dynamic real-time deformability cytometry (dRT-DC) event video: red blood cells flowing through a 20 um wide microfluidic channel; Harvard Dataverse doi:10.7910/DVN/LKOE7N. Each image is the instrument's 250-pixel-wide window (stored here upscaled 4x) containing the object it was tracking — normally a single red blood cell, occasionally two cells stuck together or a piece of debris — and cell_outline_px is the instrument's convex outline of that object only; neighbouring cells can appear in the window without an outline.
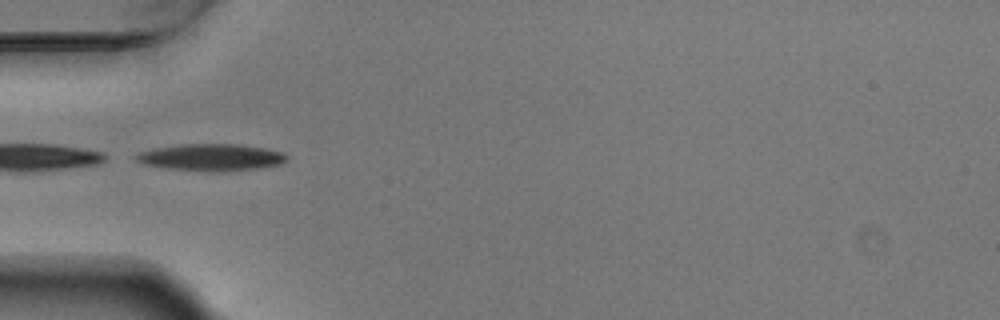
{"species": "Egyptian fruit bat (a non-hibernating species)", "species_latin": "Rousettus aegyptiacus", "temperature_condition": "warm", "stored_images_in_passage": 5, "camera_frame_rate_fps": 3000, "um_per_image_px": 0.085, "animal": {"sex": "male"}, "frame": {"image": 1, "passage_image": 3, "time_ms": 0.667, "image_size_px": [1000, 320], "cell_outline_px": [[288, 160], [280, 164], [256, 168], [212, 172], [164, 168], [144, 164], [136, 160], [136, 156], [140, 152], [156, 148], [184, 144], [236, 144], [264, 148], [284, 152], [288, 156]], "centroid_in_image_um": [17.97, 13.37], "position_along_channel_um": 67.0, "area_um2": 23.41}}
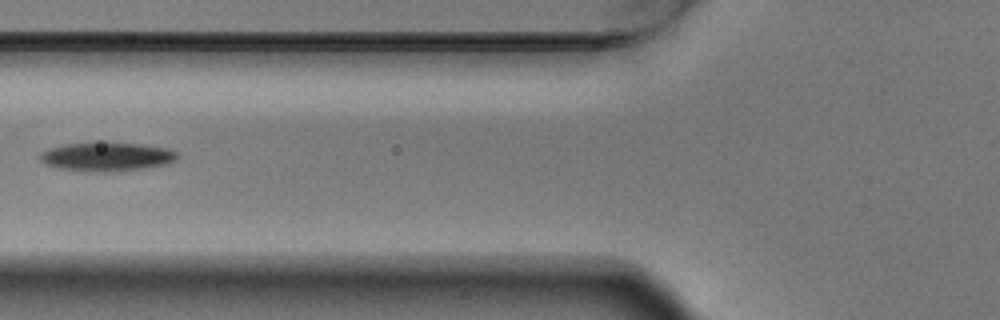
{"frame": {"image": 2, "passage_image": 4, "time_ms": 1.0, "image_size_px": [1000, 320], "cell_outline_px": [[180, 156], [168, 164], [144, 168], [108, 172], [96, 172], [60, 168], [48, 164], [40, 160], [40, 152], [48, 148], [64, 144], [144, 144], [168, 148], [176, 152]], "centroid_in_image_um": [9.11, 13.33], "position_along_channel_um": 116.7, "area_um2": 22.54}}
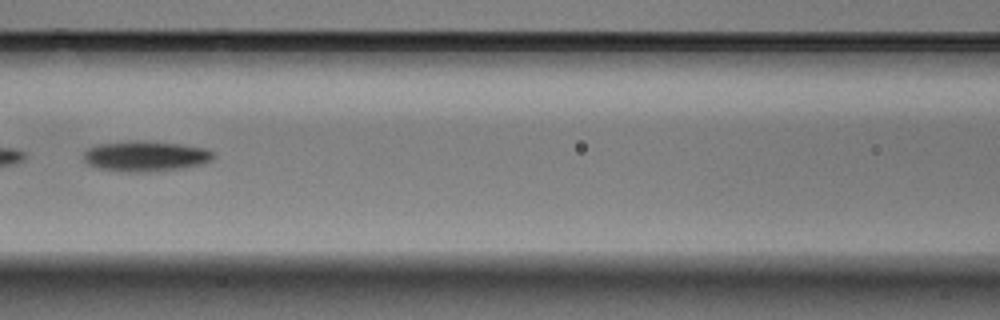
{"frame": {"image": 3, "passage_image": 5, "time_ms": 1.333, "image_size_px": [1000, 320], "cell_outline_px": [[216, 156], [212, 160], [200, 164], [184, 168], [148, 172], [124, 172], [100, 168], [88, 164], [84, 160], [84, 152], [88, 148], [100, 144], [180, 144], [204, 148], [212, 152]], "centroid_in_image_um": [12.41, 13.34], "position_along_channel_um": 154.2, "area_um2": 21.73}}